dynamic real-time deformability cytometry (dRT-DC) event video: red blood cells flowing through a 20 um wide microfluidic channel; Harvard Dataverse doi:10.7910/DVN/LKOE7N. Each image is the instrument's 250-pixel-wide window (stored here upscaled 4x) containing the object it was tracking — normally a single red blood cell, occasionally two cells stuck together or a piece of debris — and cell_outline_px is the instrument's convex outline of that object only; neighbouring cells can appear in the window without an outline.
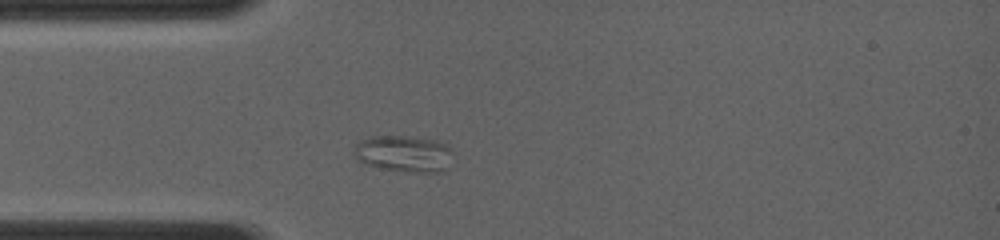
{"species": "common noctule bat (a hibernating species)", "species_latin": "Nyctalus noctula", "temperature_condition": "room temperature", "stored_images_in_passage": 30, "camera_frame_rate_fps": 4000, "um_per_image_px": 0.085, "animal": {"sex": "female", "body_mass_g": 19.0, "forearm_length_mm": 56.7}, "frame": {"image": 1, "passage_image": 1, "time_ms": 0.0, "image_size_px": [1000, 240], "cell_outline_px": [[452, 152], [444, 168], [440, 172], [408, 172], [376, 168], [364, 164], [356, 160], [352, 152], [356, 144], [360, 140], [368, 136], [412, 136], [436, 140], [448, 144], [452, 148]], "centroid_in_image_um": [34.25, 13.05], "position_along_channel_um": 50.7, "area_um2": 21.44}}
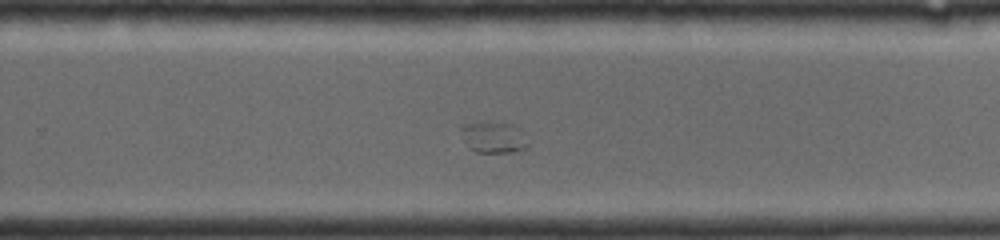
{"frame": {"image": 2, "passage_image": 18, "time_ms": 5.75, "image_size_px": [1000, 240], "cell_outline_px": [[528, 148], [512, 152], [476, 152], [468, 148], [464, 140], [460, 128], [464, 124], [480, 120], [512, 124], [528, 144]], "centroid_in_image_um": [41.86, 11.66], "position_along_channel_um": 287.9, "area_um2": 12.14}}
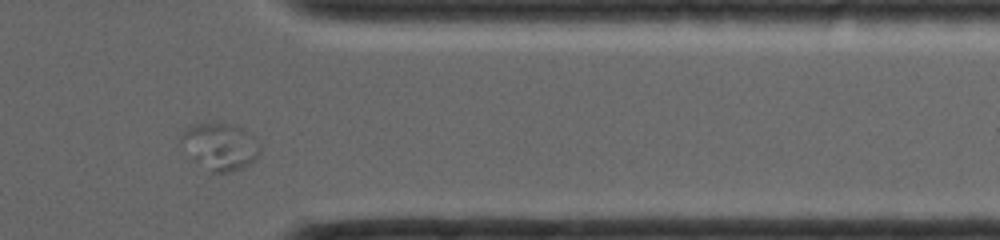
{"frame": {"image": 3, "passage_image": 26, "time_ms": 8.25, "image_size_px": [1000, 240], "cell_outline_px": [[260, 152], [256, 160], [244, 168], [232, 172], [212, 172], [196, 160], [192, 156], [180, 140], [180, 136], [188, 128], [196, 124], [232, 124], [244, 128], [260, 144]], "centroid_in_image_um": [18.79, 12.46], "position_along_channel_um": 392.6, "area_um2": 21.1}}